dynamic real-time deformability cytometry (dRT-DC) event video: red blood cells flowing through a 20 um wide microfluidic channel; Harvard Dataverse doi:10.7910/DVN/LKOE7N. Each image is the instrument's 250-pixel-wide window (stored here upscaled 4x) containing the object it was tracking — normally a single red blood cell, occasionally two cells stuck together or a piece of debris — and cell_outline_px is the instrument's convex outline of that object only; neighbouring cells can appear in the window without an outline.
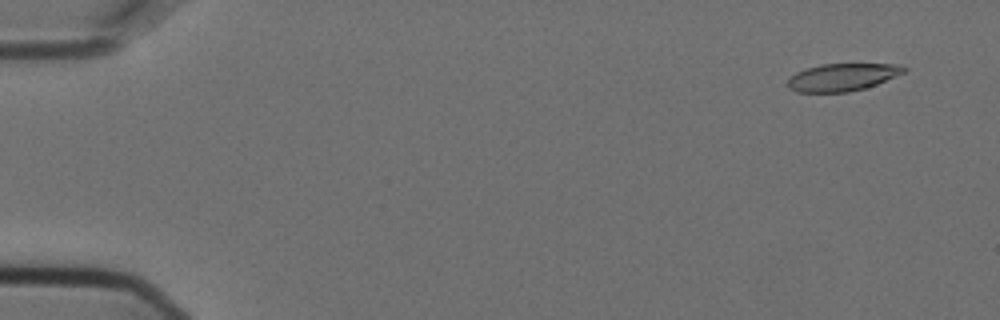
{"species": "Egyptian fruit bat (a non-hibernating species)", "species_latin": "Rousettus aegyptiacus", "temperature_condition": "cold", "stored_images_in_passage": 55, "camera_frame_rate_fps": 3000, "um_per_image_px": 0.085, "animal": {"sex": "female"}, "frame": {"image": 1, "passage_image": 2, "time_ms": 0.333, "image_size_px": [1000, 320], "cell_outline_px": [[908, 68], [904, 72], [876, 84], [864, 88], [848, 92], [796, 92], [788, 88], [788, 80], [796, 72], [820, 64], [896, 64]], "centroid_in_image_um": [71.57, 6.56], "position_along_channel_um": 13.4, "area_um2": 18.38}}
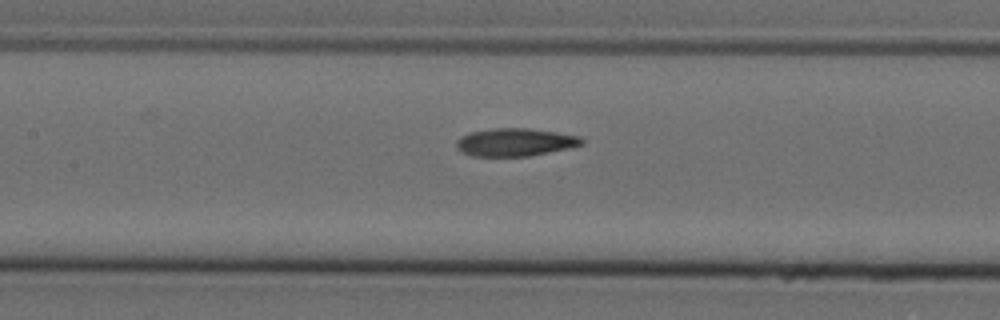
{"frame": {"image": 2, "passage_image": 25, "time_ms": 8.0, "image_size_px": [1000, 320], "cell_outline_px": [[584, 144], [572, 148], [528, 156], [472, 156], [456, 148], [456, 140], [460, 136], [472, 132], [496, 128], [528, 128], [556, 132], [580, 136], [584, 140]], "centroid_in_image_um": [43.82, 12.09], "position_along_channel_um": 163.6, "area_um2": 20.4}}
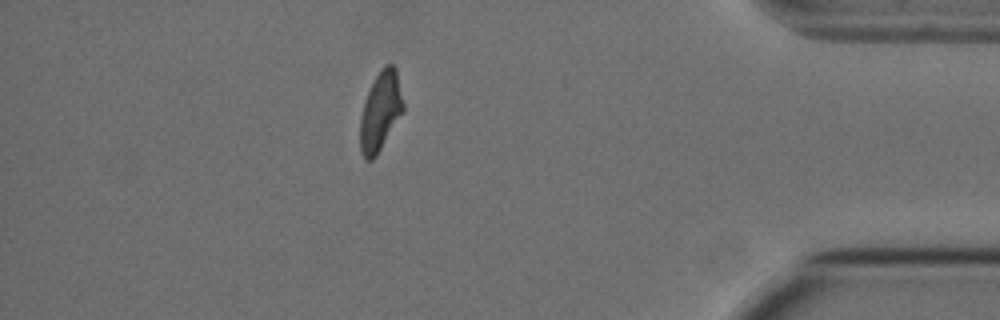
{"frame": {"image": 3, "passage_image": 48, "time_ms": 15.667, "image_size_px": [1000, 320], "cell_outline_px": [[404, 112], [376, 156], [372, 160], [364, 160], [360, 152], [360, 116], [368, 92], [376, 76], [384, 64], [392, 64], [396, 68], [404, 104]], "centroid_in_image_um": [32.35, 9.49], "position_along_channel_um": 402.9, "area_um2": 19.94}, "authors_computed_cell_mechanics": {"area_um2": 20.4612, "velocity_mm_per_s": 3.6189, "shape_relaxation_time_tau1_ms": 8.0472, "shape_relaxation_time_tau2_ms": 3.0079, "deformation_change_tau1": 0.2192, "deformation_change_tau2": 0.1058}}